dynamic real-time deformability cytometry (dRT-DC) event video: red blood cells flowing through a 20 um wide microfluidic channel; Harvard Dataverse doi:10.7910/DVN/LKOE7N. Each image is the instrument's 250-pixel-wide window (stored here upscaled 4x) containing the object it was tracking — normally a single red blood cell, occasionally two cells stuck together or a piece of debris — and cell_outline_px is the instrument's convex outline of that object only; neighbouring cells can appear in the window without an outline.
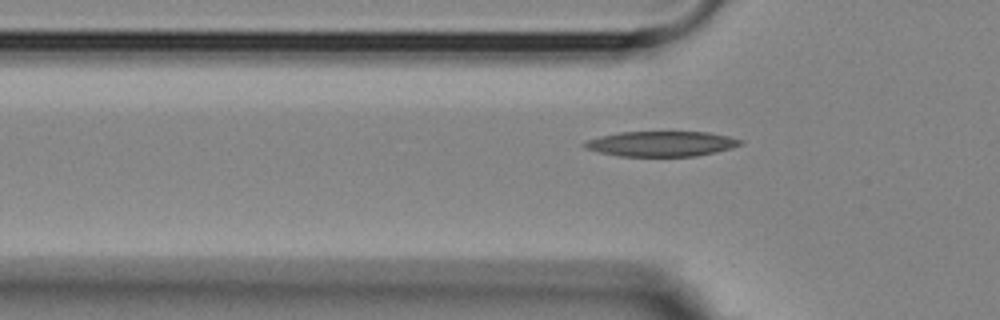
{"species": "Egyptian fruit bat (a non-hibernating species)", "species_latin": "Rousettus aegyptiacus", "temperature_condition": "room temperature", "stored_images_in_passage": 34, "camera_frame_rate_fps": 3000, "um_per_image_px": 0.085, "animal": {"sex": "female"}, "frame": {"image": 1, "passage_image": 2, "time_ms": 0.333, "image_size_px": [1000, 320], "cell_outline_px": [[744, 144], [732, 148], [716, 152], [696, 156], [620, 156], [600, 152], [584, 148], [580, 144], [588, 140], [600, 136], [620, 132], [708, 132], [728, 136], [744, 140]], "centroid_in_image_um": [56.24, 12.22], "position_along_channel_um": 69.6, "area_um2": 22.95}}
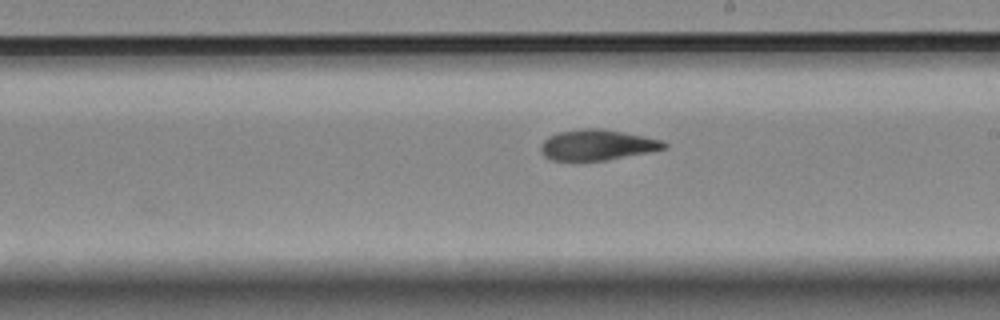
{"frame": {"image": 2, "passage_image": 16, "time_ms": 5.0, "image_size_px": [1000, 320], "cell_outline_px": [[668, 148], [608, 160], [552, 160], [544, 156], [540, 148], [544, 140], [548, 136], [560, 132], [580, 128], [604, 128], [664, 140], [668, 144]], "centroid_in_image_um": [50.8, 12.31], "position_along_channel_um": 238.2, "area_um2": 22.08}}
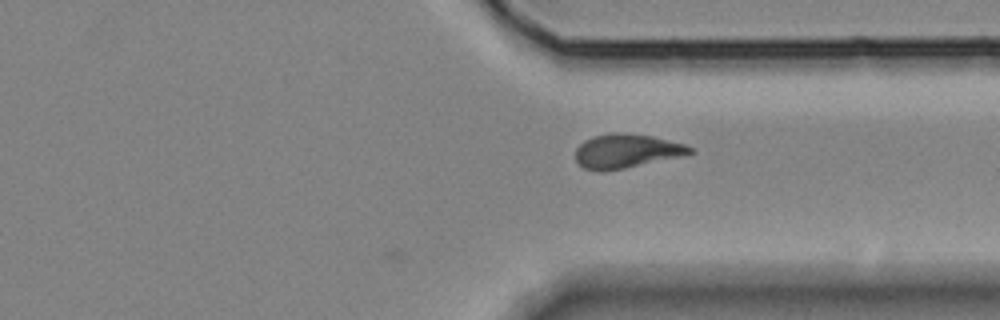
{"frame": {"image": 3, "passage_image": 26, "time_ms": 8.333, "image_size_px": [1000, 320], "cell_outline_px": [[696, 152], [680, 156], [624, 168], [600, 172], [584, 168], [576, 160], [576, 148], [584, 140], [592, 136], [612, 132], [620, 132], [652, 136], [684, 144], [696, 148]], "centroid_in_image_um": [53.24, 12.83], "position_along_channel_um": 358.2, "area_um2": 22.66}, "authors_computed_cell_mechanics": {"area_um2": 22.1085, "velocity_mm_per_s": 3.596, "shape_relaxation_time_tau1_ms": 6.9592, "shape_relaxation_time_tau2_ms": 5.6003, "deformation_change_tau1": 0.194, "deformation_change_tau2": 0.1402}}